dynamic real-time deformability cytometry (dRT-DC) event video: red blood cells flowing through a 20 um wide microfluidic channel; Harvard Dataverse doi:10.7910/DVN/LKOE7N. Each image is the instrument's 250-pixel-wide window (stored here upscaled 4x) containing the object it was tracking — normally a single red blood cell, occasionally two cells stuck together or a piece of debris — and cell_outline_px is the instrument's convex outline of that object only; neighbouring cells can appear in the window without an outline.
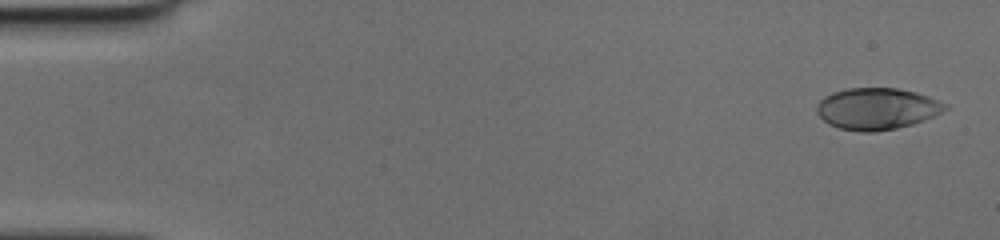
{"species": "human", "species_latin": "Homo sapiens", "temperature_condition": "cold", "stored_images_in_passage": 50, "camera_frame_rate_fps": 3000, "um_per_image_px": 0.085, "donor": {"sex": "female"}, "frame": {"image": 1, "passage_image": 2, "time_ms": 0.333, "image_size_px": [1000, 240], "cell_outline_px": [[948, 108], [924, 120], [912, 124], [896, 128], [872, 132], [860, 132], [840, 128], [828, 124], [816, 112], [816, 104], [824, 96], [832, 92], [848, 88], [896, 88], [916, 92], [940, 100], [948, 104]], "centroid_in_image_um": [74.52, 9.23], "position_along_channel_um": 10.5, "area_um2": 31.15}}
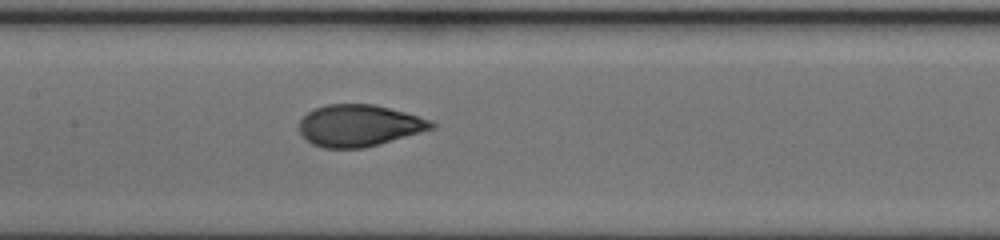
{"frame": {"image": 2, "passage_image": 25, "time_ms": 8.0, "image_size_px": [1000, 240], "cell_outline_px": [[436, 128], [380, 144], [364, 148], [324, 148], [312, 144], [300, 132], [300, 120], [312, 108], [328, 104], [376, 104], [432, 120], [436, 124]], "centroid_in_image_um": [30.55, 10.67], "position_along_channel_um": 176.8, "area_um2": 32.25}}
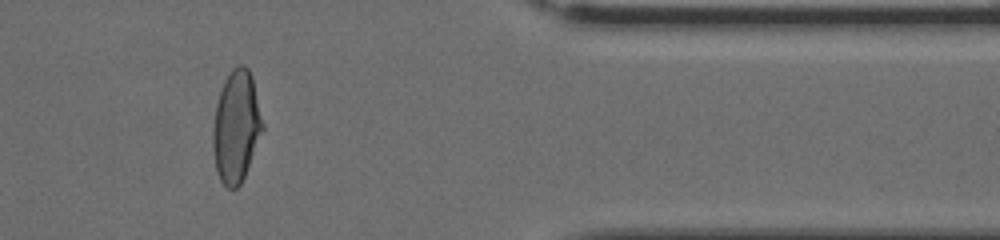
{"frame": {"image": 3, "passage_image": 42, "time_ms": 13.667, "image_size_px": [1000, 240], "cell_outline_px": [[264, 128], [244, 176], [240, 184], [236, 188], [228, 188], [220, 180], [216, 172], [212, 148], [212, 128], [216, 104], [224, 80], [232, 68], [240, 64], [244, 64], [248, 68], [252, 76], [264, 124]], "centroid_in_image_um": [20.07, 10.74], "position_along_channel_um": 391.3, "area_um2": 32.48}}